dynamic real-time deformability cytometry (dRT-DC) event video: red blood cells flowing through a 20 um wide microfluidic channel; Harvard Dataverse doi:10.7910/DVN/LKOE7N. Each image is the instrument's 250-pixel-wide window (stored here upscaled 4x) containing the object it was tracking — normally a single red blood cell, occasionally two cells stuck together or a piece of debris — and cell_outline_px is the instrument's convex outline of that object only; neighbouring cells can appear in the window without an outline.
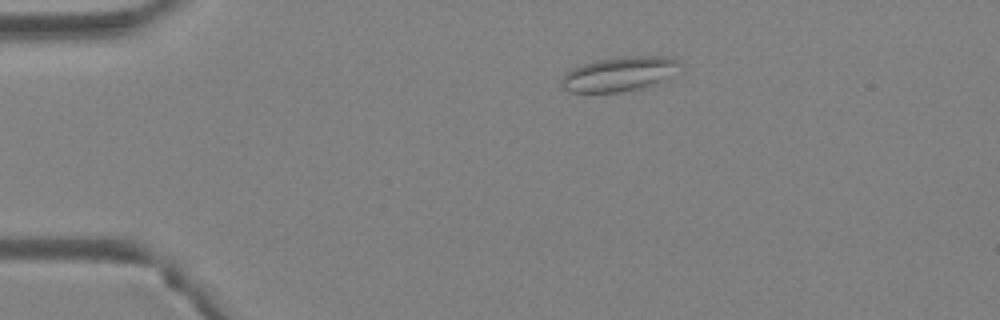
{"species": "Egyptian fruit bat (a non-hibernating species)", "species_latin": "Rousettus aegyptiacus", "temperature_condition": "warm", "stored_images_in_passage": 2, "camera_frame_rate_fps": 3000, "um_per_image_px": 0.085, "animal": {"sex": "female"}, "frame": {"image": 1, "passage_image": 1, "time_ms": 0.0, "image_size_px": [1000, 320], "cell_outline_px": [[680, 60], [656, 84], [640, 88], [620, 92], [568, 92], [560, 88], [560, 80], [572, 68], [584, 64], [600, 60], [624, 56], [668, 56]], "centroid_in_image_um": [52.49, 6.3], "position_along_channel_um": 32.5, "area_um2": 23.0}}